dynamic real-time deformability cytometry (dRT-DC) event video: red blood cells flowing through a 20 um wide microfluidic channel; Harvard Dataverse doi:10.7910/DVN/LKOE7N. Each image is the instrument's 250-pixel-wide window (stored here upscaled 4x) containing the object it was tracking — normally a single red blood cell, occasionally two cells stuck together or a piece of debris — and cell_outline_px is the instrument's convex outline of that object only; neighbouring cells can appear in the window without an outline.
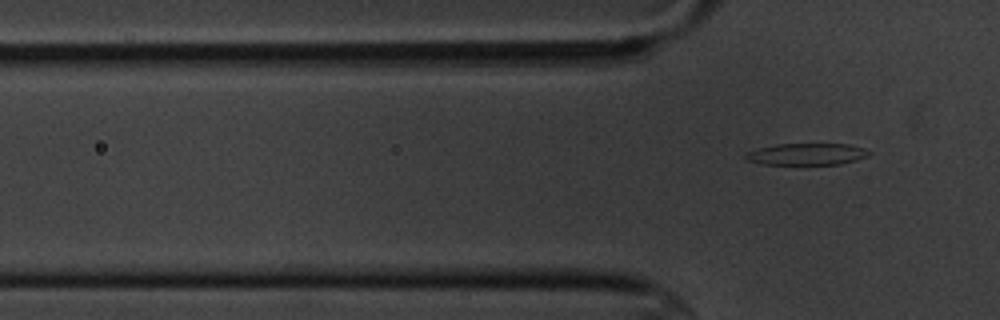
{"species": "common noctule bat (a hibernating species)", "species_latin": "Nyctalus noctula", "temperature_condition": "cold", "stored_images_in_passage": 4, "segment_of_instrument_passage": [2, 2], "camera_frame_rate_fps": 3000, "um_per_image_px": 0.085, "animal": {"sex": "male", "body_mass_g": 20.1, "forearm_length_mm": 53.5}, "frame": {"image": 1, "passage_image": 4, "time_ms": 3.667, "image_size_px": [1000, 320], "cell_outline_px": [[872, 152], [868, 156], [856, 160], [840, 164], [764, 164], [748, 160], [744, 156], [748, 152], [760, 148], [776, 144], [848, 144], [864, 148]], "centroid_in_image_um": [68.63, 13.1], "position_along_channel_um": 57.2, "area_um2": 15.43}}